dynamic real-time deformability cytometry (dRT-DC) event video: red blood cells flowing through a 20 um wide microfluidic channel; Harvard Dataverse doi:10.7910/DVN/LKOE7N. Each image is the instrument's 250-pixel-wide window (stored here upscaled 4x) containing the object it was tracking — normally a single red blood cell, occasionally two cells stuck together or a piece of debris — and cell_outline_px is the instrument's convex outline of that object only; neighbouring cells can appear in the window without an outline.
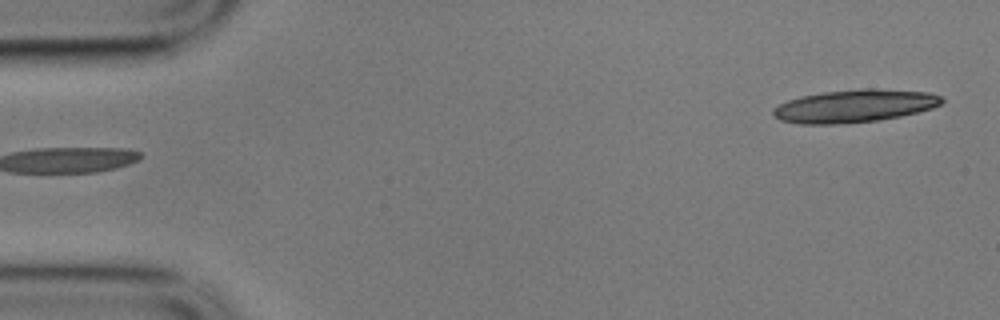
{"species": "common noctule bat (a hibernating species)", "species_latin": "Nyctalus noctula", "temperature_condition": "cold", "stored_images_in_passage": 2, "segment_of_instrument_passage": [2, 2], "camera_frame_rate_fps": 3000, "um_per_image_px": 0.085, "animal": {"sex": "male", "body_mass_g": 17.9}, "frame": {"image": 1, "passage_image": 2, "time_ms": 0.333, "image_size_px": [1000, 320], "cell_outline_px": [[944, 100], [940, 104], [932, 108], [900, 116], [880, 120], [844, 124], [800, 124], [780, 120], [772, 112], [772, 108], [788, 100], [800, 96], [824, 92], [860, 88], [876, 88], [928, 92], [940, 96]], "centroid_in_image_um": [72.62, 9.01], "position_along_channel_um": 12.4, "area_um2": 32.31}}